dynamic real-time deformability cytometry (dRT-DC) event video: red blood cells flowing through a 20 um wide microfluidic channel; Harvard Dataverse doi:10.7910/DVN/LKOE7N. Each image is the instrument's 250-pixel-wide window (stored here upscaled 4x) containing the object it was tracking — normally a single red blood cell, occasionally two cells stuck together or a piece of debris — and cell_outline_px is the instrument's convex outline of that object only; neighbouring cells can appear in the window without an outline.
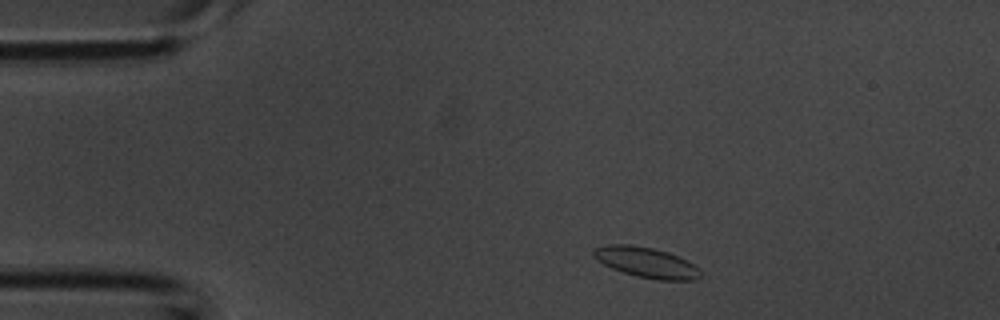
{"species": "common noctule bat (a hibernating species)", "species_latin": "Nyctalus noctula", "temperature_condition": "room temperature", "stored_images_in_passage": 37, "camera_frame_rate_fps": 3000, "um_per_image_px": 0.085, "animal": {"sex": "male", "body_mass_g": 20.1, "forearm_length_mm": 53.5}, "frame": {"image": 1, "passage_image": 2, "time_ms": 0.333, "image_size_px": [1000, 320], "cell_outline_px": [[704, 276], [696, 280], [656, 280], [636, 276], [612, 268], [596, 260], [592, 256], [592, 248], [608, 244], [628, 244], [652, 248], [668, 252], [688, 260]], "centroid_in_image_um": [54.92, 22.3], "position_along_channel_um": 30.1, "area_um2": 19.07}}
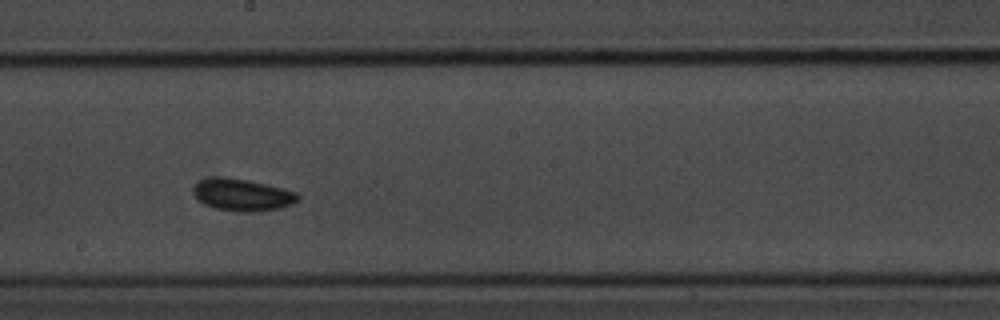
{"frame": {"image": 2, "passage_image": 18, "time_ms": 5.667, "image_size_px": [1000, 320], "cell_outline_px": [[300, 200], [292, 204], [280, 208], [252, 212], [236, 212], [212, 208], [204, 204], [196, 196], [192, 188], [200, 180], [212, 176], [216, 176], [248, 180], [284, 188], [296, 192], [300, 196]], "centroid_in_image_um": [20.61, 16.57], "position_along_channel_um": 227.6, "area_um2": 19.71}}
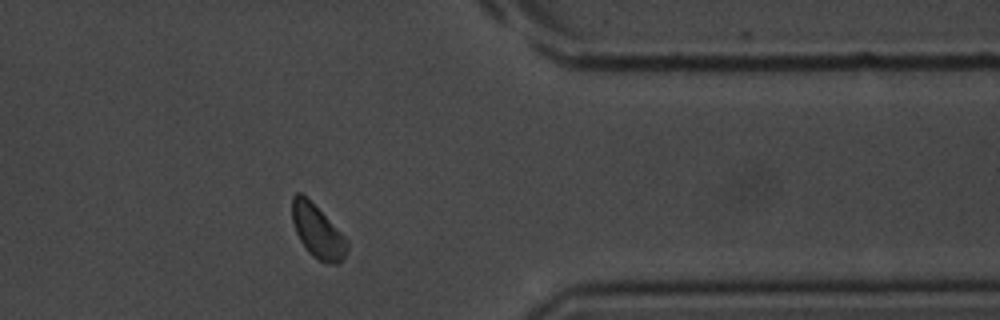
{"frame": {"image": 3, "passage_image": 29, "time_ms": 9.333, "image_size_px": [1000, 320], "cell_outline_px": [[348, 248], [340, 264], [332, 264], [320, 260], [312, 256], [308, 252], [300, 240], [296, 232], [292, 220], [292, 196], [296, 192], [300, 192], [348, 240]], "centroid_in_image_um": [26.98, 19.71], "position_along_channel_um": 384.4, "area_um2": 16.53}}